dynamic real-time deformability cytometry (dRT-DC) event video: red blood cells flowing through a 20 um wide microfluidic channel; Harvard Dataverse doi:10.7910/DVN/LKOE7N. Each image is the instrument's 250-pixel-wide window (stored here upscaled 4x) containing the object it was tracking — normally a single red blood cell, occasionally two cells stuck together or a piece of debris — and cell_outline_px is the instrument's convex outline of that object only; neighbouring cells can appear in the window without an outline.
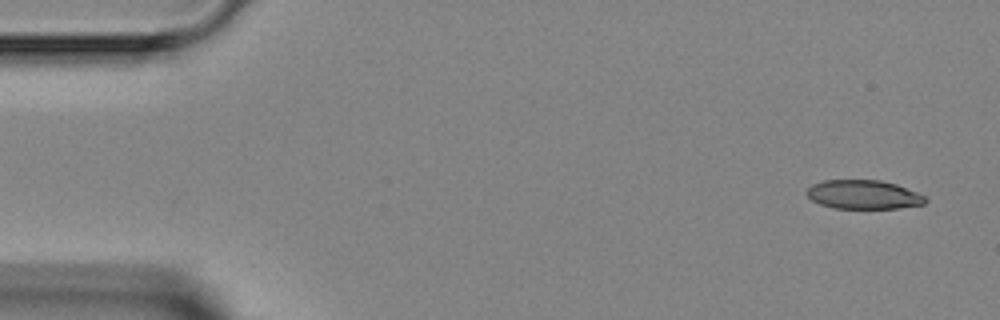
{"species": "Egyptian fruit bat (a non-hibernating species)", "species_latin": "Rousettus aegyptiacus", "temperature_condition": "room temperature", "stored_images_in_passage": 4, "camera_frame_rate_fps": 3000, "um_per_image_px": 0.085, "animal": {"sex": "female"}, "frame": {"image": 1, "passage_image": 1, "time_ms": 0.0, "image_size_px": [1000, 320], "cell_outline_px": [[928, 200], [924, 204], [900, 208], [836, 208], [820, 204], [812, 200], [808, 196], [808, 188], [812, 184], [824, 180], [880, 180], [896, 184], [928, 196]], "centroid_in_image_um": [73.45, 16.54], "position_along_channel_um": 11.5, "area_um2": 20.0}}
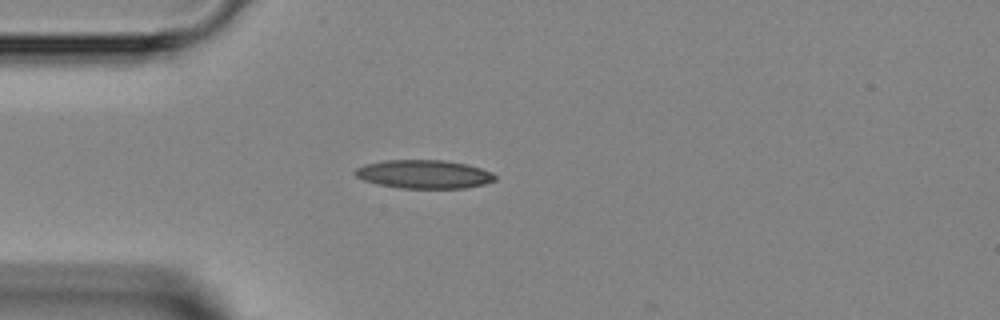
{"frame": {"image": 2, "passage_image": 4, "time_ms": 3.333, "image_size_px": [1000, 320], "cell_outline_px": [[496, 180], [484, 184], [464, 188], [400, 188], [380, 184], [364, 180], [356, 176], [352, 172], [356, 168], [364, 164], [384, 160], [444, 160], [468, 164], [492, 172], [496, 176]], "centroid_in_image_um": [36.04, 14.8], "position_along_channel_um": 49.0, "area_um2": 23.29}}